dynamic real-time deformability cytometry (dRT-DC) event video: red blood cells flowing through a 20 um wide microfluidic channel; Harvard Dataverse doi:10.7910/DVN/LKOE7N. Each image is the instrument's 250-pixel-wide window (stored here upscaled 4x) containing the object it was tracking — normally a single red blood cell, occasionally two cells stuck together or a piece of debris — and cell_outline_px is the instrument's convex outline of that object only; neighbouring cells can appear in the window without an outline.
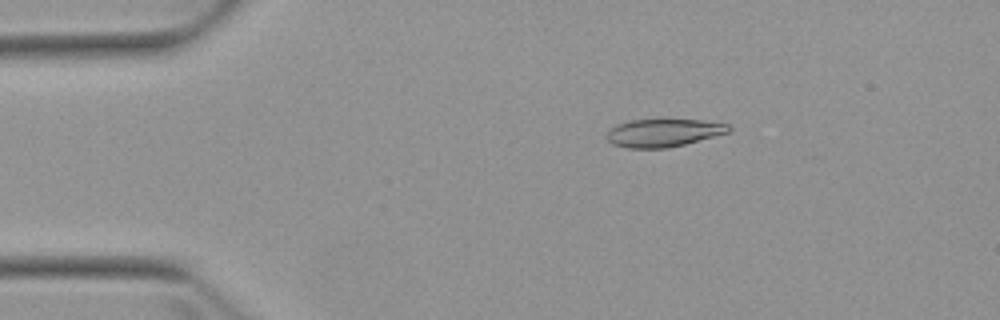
{"species": "Egyptian fruit bat (a non-hibernating species)", "species_latin": "Rousettus aegyptiacus", "temperature_condition": "warm", "stored_images_in_passage": 7, "camera_frame_rate_fps": 3000, "um_per_image_px": 0.085, "animal": {"sex": "female"}, "frame": {"image": 1, "passage_image": 3, "time_ms": 2.333, "image_size_px": [1000, 320], "cell_outline_px": [[732, 128], [728, 132], [684, 144], [668, 148], [628, 148], [612, 144], [604, 136], [616, 124], [632, 120], [704, 120], [728, 124]], "centroid_in_image_um": [56.36, 11.29], "position_along_channel_um": 28.6, "area_um2": 19.65}}
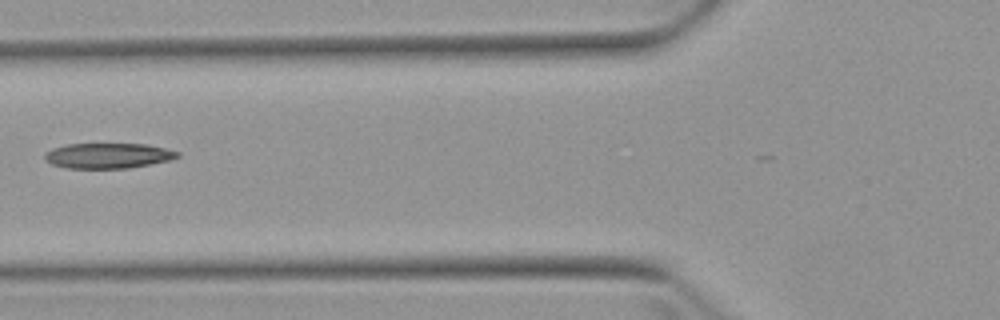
{"frame": {"image": 2, "passage_image": 6, "time_ms": 6.0, "image_size_px": [1000, 320], "cell_outline_px": [[180, 156], [168, 160], [128, 168], [68, 168], [52, 164], [44, 160], [44, 152], [52, 148], [68, 144], [148, 144], [180, 152]], "centroid_in_image_um": [9.14, 13.22], "position_along_channel_um": 116.7, "area_um2": 19.48}}
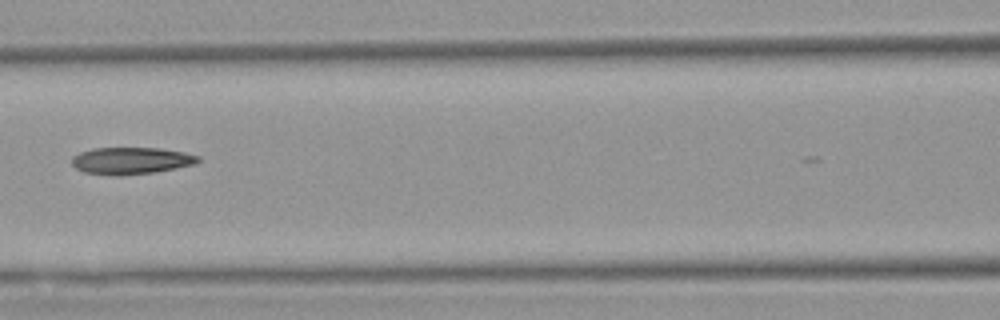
{"frame": {"image": 3, "passage_image": 7, "time_ms": 7.0, "image_size_px": [1000, 320], "cell_outline_px": [[200, 160], [196, 164], [176, 168], [152, 172], [120, 176], [116, 176], [84, 172], [76, 168], [72, 164], [72, 156], [80, 152], [92, 148], [160, 148], [184, 152], [200, 156]], "centroid_in_image_um": [11.14, 13.65], "position_along_channel_um": 155.5, "area_um2": 19.88}}